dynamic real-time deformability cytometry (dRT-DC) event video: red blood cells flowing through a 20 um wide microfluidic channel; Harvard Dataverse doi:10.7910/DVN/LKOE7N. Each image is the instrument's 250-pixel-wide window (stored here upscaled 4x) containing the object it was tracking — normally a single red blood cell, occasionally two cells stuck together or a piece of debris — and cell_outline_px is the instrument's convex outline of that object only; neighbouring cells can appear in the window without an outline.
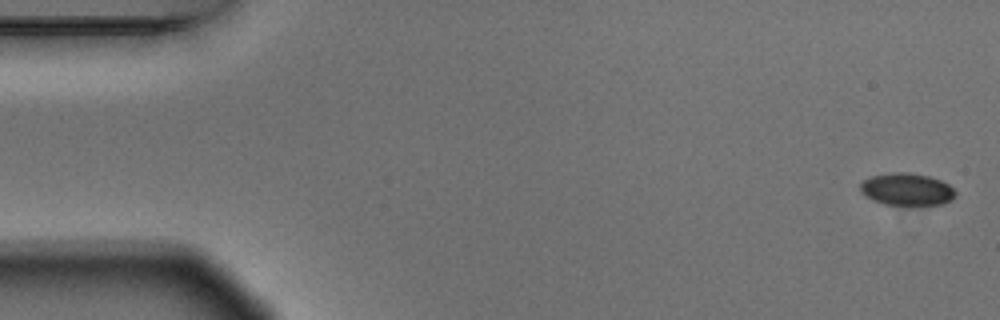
{"species": "Egyptian fruit bat (a non-hibernating species)", "species_latin": "Rousettus aegyptiacus", "temperature_condition": "warm", "stored_images_in_passage": 6, "segment_of_instrument_passage": [1, 2], "camera_frame_rate_fps": 3000, "um_per_image_px": 0.085, "animal": {"sex": "male"}, "frame": {"image": 1, "passage_image": 1, "time_ms": 0.0, "image_size_px": [1000, 320], "cell_outline_px": [[956, 196], [952, 200], [940, 204], [884, 204], [872, 200], [864, 196], [860, 192], [860, 184], [864, 180], [872, 176], [896, 172], [908, 172], [928, 176], [940, 180], [948, 184], [956, 192]], "centroid_in_image_um": [77.06, 16.09], "position_along_channel_um": 7.9, "area_um2": 17.74}}